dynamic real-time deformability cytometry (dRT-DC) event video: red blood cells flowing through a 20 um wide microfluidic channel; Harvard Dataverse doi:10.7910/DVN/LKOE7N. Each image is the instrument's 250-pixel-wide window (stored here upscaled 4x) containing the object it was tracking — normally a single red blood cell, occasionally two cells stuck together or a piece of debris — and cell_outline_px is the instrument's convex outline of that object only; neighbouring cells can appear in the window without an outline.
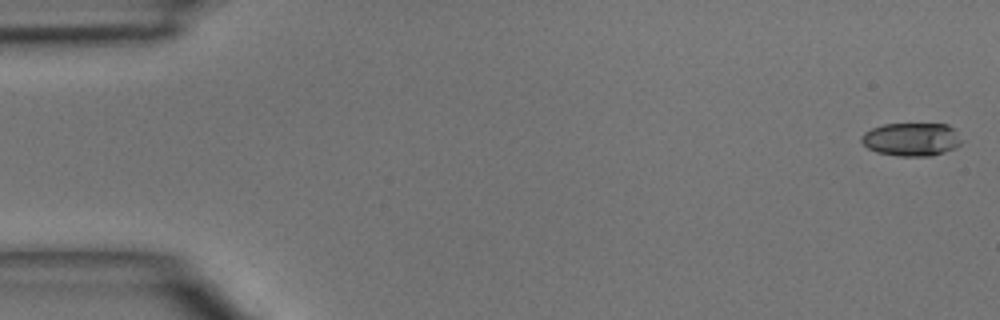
{"species": "common noctule bat (a hibernating species)", "species_latin": "Nyctalus noctula", "temperature_condition": "room temperature", "stored_images_in_passage": 4, "camera_frame_rate_fps": 3000, "um_per_image_px": 0.085, "animal": {"sex": "male", "body_mass_g": 15.6}, "frame": {"image": 1, "passage_image": 1, "time_ms": 0.0, "image_size_px": [1000, 320], "cell_outline_px": [[964, 140], [956, 148], [932, 156], [900, 156], [876, 152], [868, 148], [860, 140], [860, 136], [864, 132], [872, 128], [884, 124], [948, 124]], "centroid_in_image_um": [77.48, 11.85], "position_along_channel_um": 7.5, "area_um2": 19.54}}
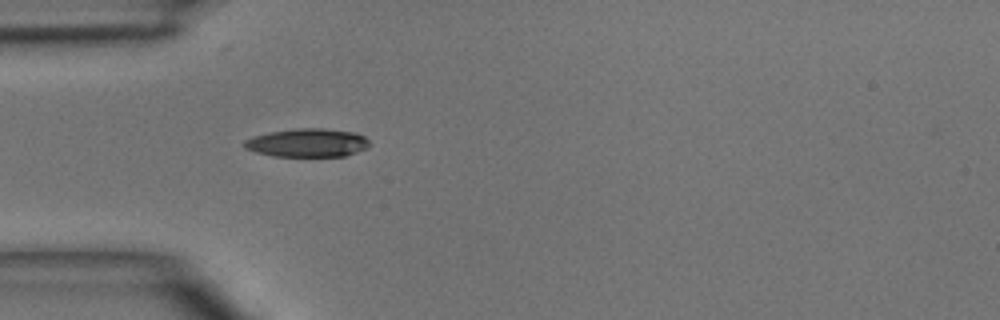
{"frame": {"image": 2, "passage_image": 4, "time_ms": 4.333, "image_size_px": [1000, 320], "cell_outline_px": [[372, 144], [356, 152], [344, 156], [272, 156], [256, 152], [244, 148], [244, 140], [252, 136], [272, 132], [296, 128], [324, 128], [356, 132], [364, 136]], "centroid_in_image_um": [26.13, 12.13], "position_along_channel_um": 58.9, "area_um2": 20.75}}